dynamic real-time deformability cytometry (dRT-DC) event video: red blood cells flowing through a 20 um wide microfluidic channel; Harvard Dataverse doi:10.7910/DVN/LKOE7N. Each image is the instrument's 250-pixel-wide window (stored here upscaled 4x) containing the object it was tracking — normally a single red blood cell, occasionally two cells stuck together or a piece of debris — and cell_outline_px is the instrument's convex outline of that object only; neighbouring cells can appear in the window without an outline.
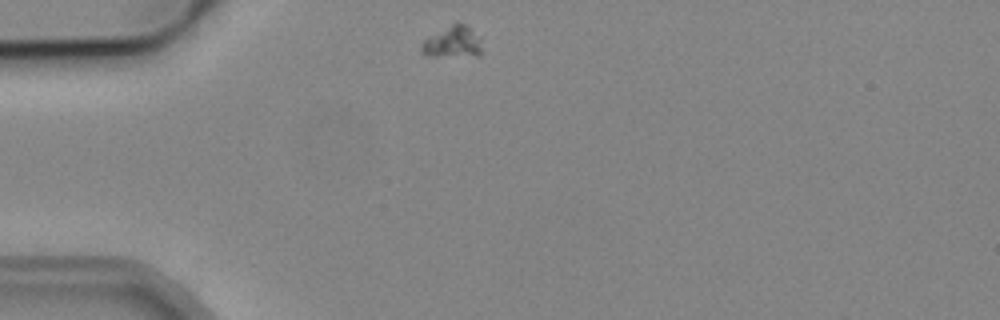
{"species": "common noctule bat (a hibernating species)", "species_latin": "Nyctalus noctula", "temperature_condition": "cold", "stored_images_in_passage": 2, "camera_frame_rate_fps": 3000, "um_per_image_px": 0.085, "animal": {"sex": "male", "body_mass_g": 19.2, "forearm_length_mm": 51.8}, "frame": {"image": 1, "passage_image": 1, "time_ms": 0.0, "image_size_px": [1000, 320], "cell_outline_px": [[480, 56], [428, 56], [420, 52], [420, 44], [428, 36], [456, 20], [464, 24], [480, 36]], "centroid_in_image_um": [38.44, 3.56], "position_along_channel_um": 46.6, "area_um2": 11.44}}
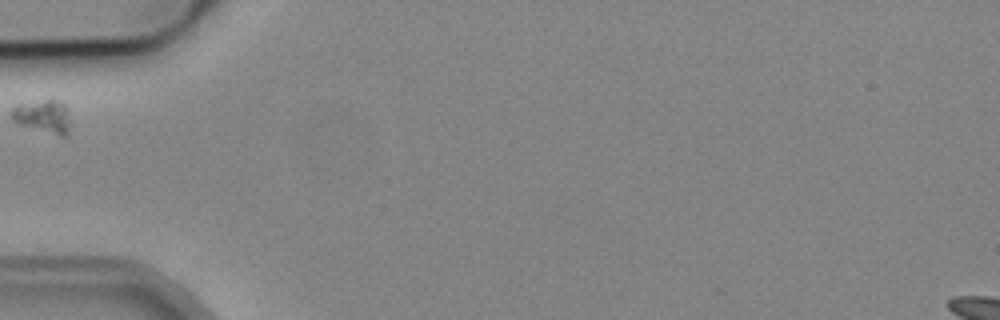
{"frame": {"image": 2, "passage_image": 2, "time_ms": 1.667, "image_size_px": [1000, 320], "cell_outline_px": [[68, 132], [64, 136], [60, 136], [16, 124], [12, 120], [12, 108], [16, 104], [44, 100], [52, 100], [64, 104], [68, 108]], "centroid_in_image_um": [3.62, 9.9], "position_along_channel_um": 81.4, "area_um2": 11.27}}